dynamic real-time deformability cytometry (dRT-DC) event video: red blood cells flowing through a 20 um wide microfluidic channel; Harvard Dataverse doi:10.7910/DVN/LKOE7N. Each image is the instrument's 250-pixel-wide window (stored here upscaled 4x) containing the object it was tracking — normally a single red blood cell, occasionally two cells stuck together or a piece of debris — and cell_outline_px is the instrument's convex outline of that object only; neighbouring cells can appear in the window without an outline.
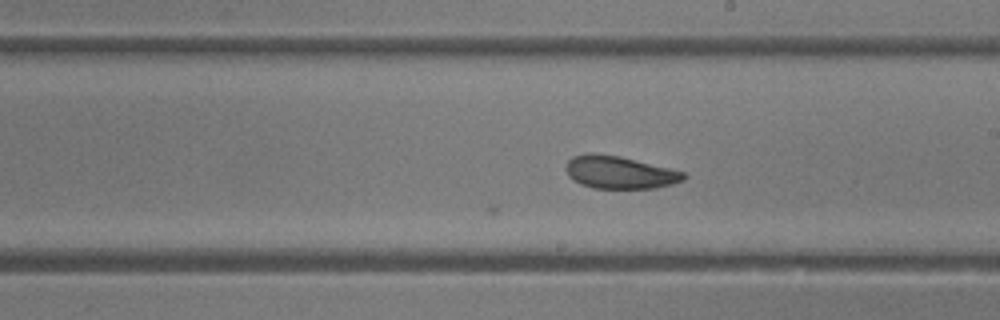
{"species": "common noctule bat (a hibernating species)", "species_latin": "Nyctalus noctula", "temperature_condition": "room temperature", "stored_images_in_passage": 34, "camera_frame_rate_fps": 3000, "um_per_image_px": 0.085, "animal": {"sex": "female"}, "frame": {"image": 1, "passage_image": 13, "time_ms": 4.0, "image_size_px": [1000, 320], "cell_outline_px": [[688, 176], [684, 180], [672, 184], [656, 188], [592, 188], [580, 184], [572, 180], [568, 176], [564, 168], [568, 160], [572, 156], [588, 152], [592, 152], [620, 156], [684, 172]], "centroid_in_image_um": [52.61, 14.64], "position_along_channel_um": 236.4, "area_um2": 22.6}}